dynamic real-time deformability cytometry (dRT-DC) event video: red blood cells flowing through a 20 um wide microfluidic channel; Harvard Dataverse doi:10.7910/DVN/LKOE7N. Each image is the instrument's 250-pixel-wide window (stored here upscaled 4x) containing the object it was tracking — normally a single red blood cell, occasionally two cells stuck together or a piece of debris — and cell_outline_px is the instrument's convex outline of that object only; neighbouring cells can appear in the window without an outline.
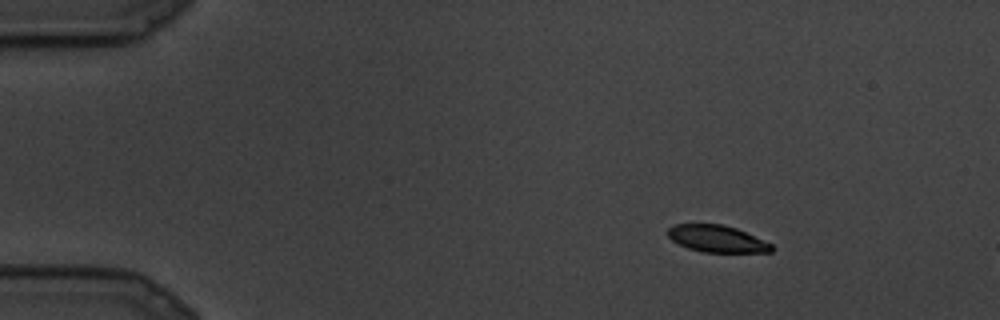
{"species": "common noctule bat (a hibernating species)", "species_latin": "Nyctalus noctula", "temperature_condition": "cold", "stored_images_in_passage": 4, "camera_frame_rate_fps": 3000, "um_per_image_px": 0.085, "animal": {"sex": "male", "body_mass_g": 19.5, "forearm_length_mm": 54.6}, "frame": {"image": 1, "passage_image": 1, "time_ms": 0.0, "image_size_px": [1000, 320], "cell_outline_px": [[776, 248], [772, 252], [704, 252], [688, 248], [672, 240], [668, 236], [668, 228], [672, 224], [724, 224], [736, 228], [772, 244]], "centroid_in_image_um": [60.95, 20.29], "position_along_channel_um": 24.0, "area_um2": 16.24}}